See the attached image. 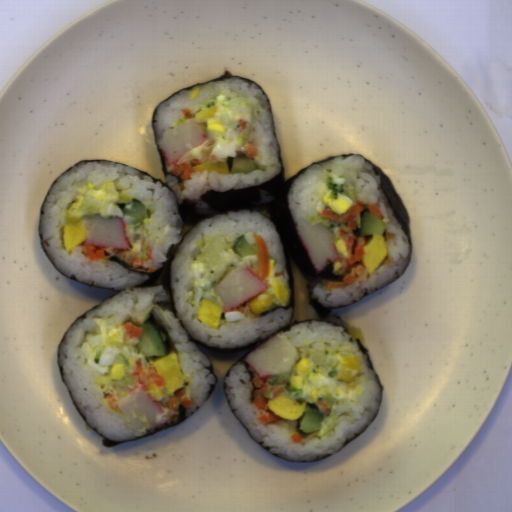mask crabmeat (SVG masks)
I'll return each mask as SVG.
<instances>
[{"mask_svg": "<svg viewBox=\"0 0 512 512\" xmlns=\"http://www.w3.org/2000/svg\"><path fill=\"white\" fill-rule=\"evenodd\" d=\"M117 403L137 438L169 422L165 410L144 382L130 388Z\"/></svg>", "mask_w": 512, "mask_h": 512, "instance_id": "obj_1", "label": "crabmeat"}, {"mask_svg": "<svg viewBox=\"0 0 512 512\" xmlns=\"http://www.w3.org/2000/svg\"><path fill=\"white\" fill-rule=\"evenodd\" d=\"M299 358L298 349L282 329L242 359L259 379L264 380L274 375L290 373Z\"/></svg>", "mask_w": 512, "mask_h": 512, "instance_id": "obj_2", "label": "crabmeat"}, {"mask_svg": "<svg viewBox=\"0 0 512 512\" xmlns=\"http://www.w3.org/2000/svg\"><path fill=\"white\" fill-rule=\"evenodd\" d=\"M215 289L223 301V313H228L248 304V300L267 291L268 286L250 268L239 266L230 270Z\"/></svg>", "mask_w": 512, "mask_h": 512, "instance_id": "obj_3", "label": "crabmeat"}, {"mask_svg": "<svg viewBox=\"0 0 512 512\" xmlns=\"http://www.w3.org/2000/svg\"><path fill=\"white\" fill-rule=\"evenodd\" d=\"M209 138L196 117L189 118L157 136L161 154L168 167H173L183 156L199 147Z\"/></svg>", "mask_w": 512, "mask_h": 512, "instance_id": "obj_4", "label": "crabmeat"}, {"mask_svg": "<svg viewBox=\"0 0 512 512\" xmlns=\"http://www.w3.org/2000/svg\"><path fill=\"white\" fill-rule=\"evenodd\" d=\"M84 246H94L95 250L130 251L132 245L127 237V224L123 218H103L100 214L89 216L87 240Z\"/></svg>", "mask_w": 512, "mask_h": 512, "instance_id": "obj_5", "label": "crabmeat"}, {"mask_svg": "<svg viewBox=\"0 0 512 512\" xmlns=\"http://www.w3.org/2000/svg\"><path fill=\"white\" fill-rule=\"evenodd\" d=\"M303 248L316 272L341 259L334 242V233L323 223L308 226L298 233Z\"/></svg>", "mask_w": 512, "mask_h": 512, "instance_id": "obj_6", "label": "crabmeat"}]
</instances>
